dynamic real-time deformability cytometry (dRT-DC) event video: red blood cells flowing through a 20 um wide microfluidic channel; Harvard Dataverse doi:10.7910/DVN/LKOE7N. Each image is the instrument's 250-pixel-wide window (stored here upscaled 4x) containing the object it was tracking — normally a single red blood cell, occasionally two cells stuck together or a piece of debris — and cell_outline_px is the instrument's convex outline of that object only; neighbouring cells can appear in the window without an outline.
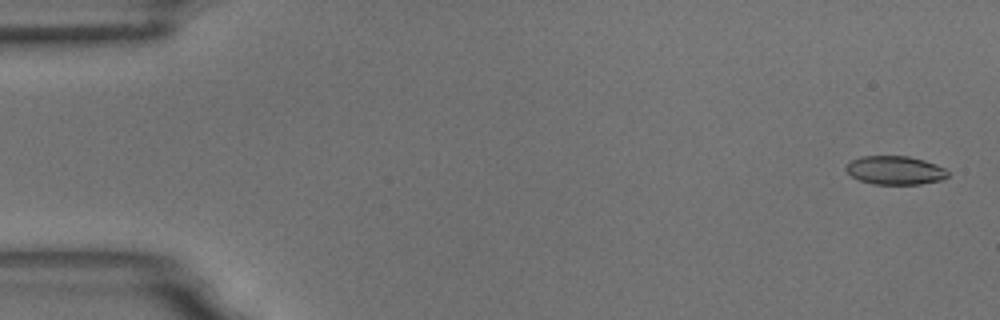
{"species": "common noctule bat (a hibernating species)", "species_latin": "Nyctalus noctula", "temperature_condition": "room temperature", "stored_images_in_passage": 59, "camera_frame_rate_fps": 3000, "um_per_image_px": 0.085, "animal": {"sex": "male", "body_mass_g": 18.8}, "frame": {"image": 1, "passage_image": 2, "time_ms": 0.333, "image_size_px": [1000, 320], "cell_outline_px": [[948, 176], [940, 180], [920, 184], [872, 184], [860, 180], [852, 176], [844, 168], [852, 160], [860, 156], [908, 156], [924, 160], [936, 164], [944, 168], [948, 172]], "centroid_in_image_um": [76.08, 14.47], "position_along_channel_um": 8.9, "area_um2": 16.88}}
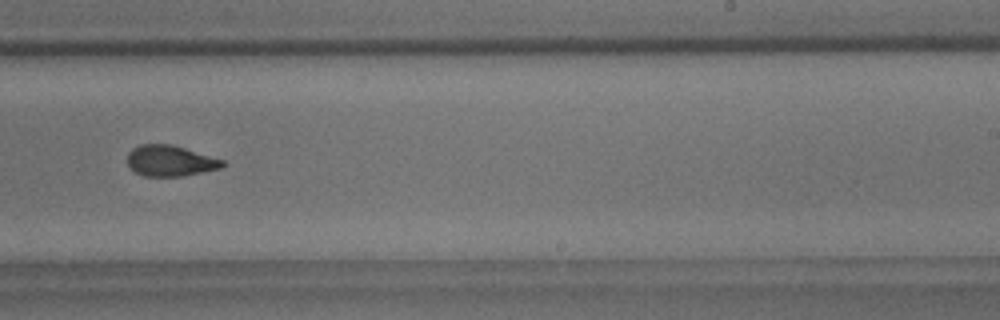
{"frame": {"image": 2, "passage_image": 37, "time_ms": 12.0, "image_size_px": [1000, 320], "cell_outline_px": [[224, 164], [220, 168], [180, 176], [144, 176], [136, 172], [128, 164], [128, 152], [132, 148], [140, 144], [172, 144], [224, 160]], "centroid_in_image_um": [14.44, 13.65], "position_along_channel_um": 274.6, "area_um2": 16.88}}
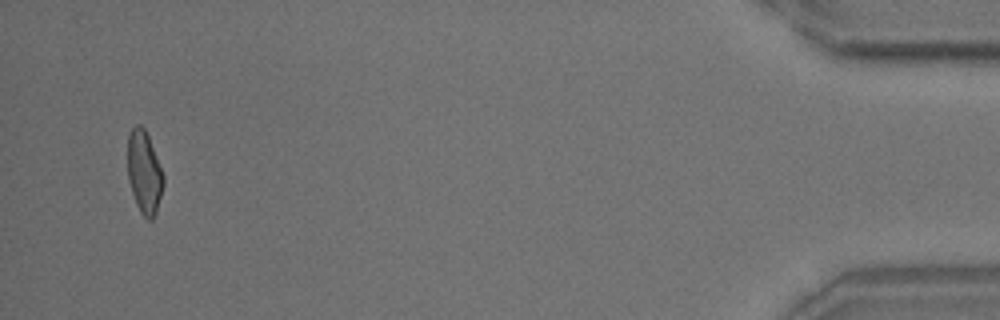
{"frame": {"image": 3, "passage_image": 57, "time_ms": 18.667, "image_size_px": [1000, 320], "cell_outline_px": [[164, 184], [156, 212], [152, 220], [148, 220], [140, 212], [136, 204], [128, 180], [128, 136], [132, 128], [136, 124], [140, 124], [144, 128], [148, 136], [164, 176]], "centroid_in_image_um": [12.25, 14.66], "position_along_channel_um": 422.9, "area_um2": 17.11}, "authors_computed_cell_mechanics": {"area_um2": 17.629, "velocity_mm_per_s": 3.4409, "shape_relaxation_time_tau1_ms": 4.5257, "shape_relaxation_time_tau2_ms": 2.2249, "deformation_change_tau1": 0.1488, "deformation_change_tau2": 0.0916}}